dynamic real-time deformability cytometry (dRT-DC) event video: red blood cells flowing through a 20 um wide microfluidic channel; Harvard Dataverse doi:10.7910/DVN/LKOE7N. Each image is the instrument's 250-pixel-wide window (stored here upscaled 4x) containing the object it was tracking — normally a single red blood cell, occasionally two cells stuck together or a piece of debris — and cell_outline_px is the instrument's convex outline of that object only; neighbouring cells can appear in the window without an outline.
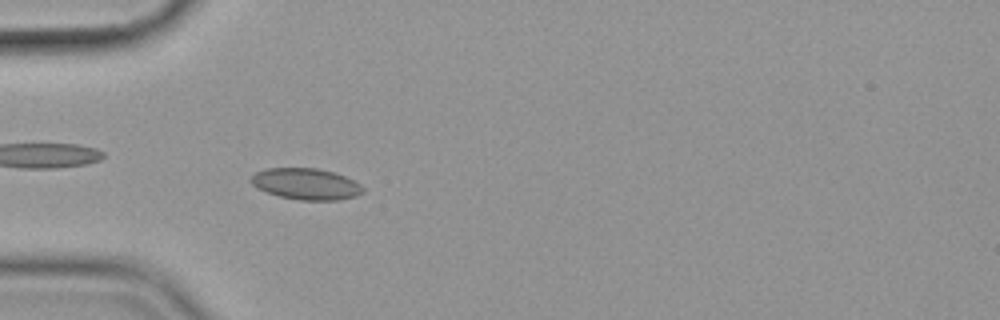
{"species": "common noctule bat (a hibernating species)", "species_latin": "Nyctalus noctula", "temperature_condition": "cold", "stored_images_in_passage": 49, "camera_frame_rate_fps": 3000, "um_per_image_px": 0.085, "animal": {"sex": "female", "body_mass_g": 19.9}, "frame": {"image": 1, "passage_image": 10, "time_ms": 3.0, "image_size_px": [1000, 320], "cell_outline_px": [[364, 192], [356, 196], [336, 200], [300, 200], [280, 196], [268, 192], [252, 184], [248, 180], [256, 172], [268, 168], [316, 168], [336, 172], [360, 184], [364, 188]], "centroid_in_image_um": [26.03, 15.63], "position_along_channel_um": 59.0, "area_um2": 20.29}}
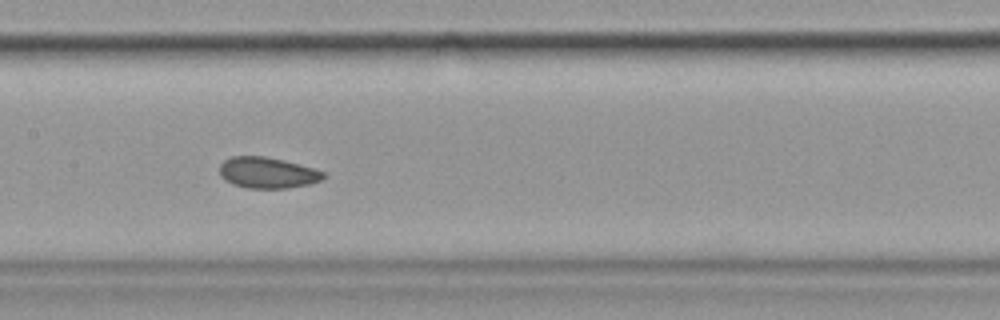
{"frame": {"image": 2, "passage_image": 21, "time_ms": 6.667, "image_size_px": [1000, 320], "cell_outline_px": [[328, 176], [320, 180], [308, 184], [288, 188], [248, 188], [232, 184], [224, 180], [220, 176], [220, 164], [224, 160], [232, 156], [264, 156], [284, 160], [312, 168], [324, 172]], "centroid_in_image_um": [22.71, 14.68], "position_along_channel_um": 184.7, "area_um2": 18.79}}
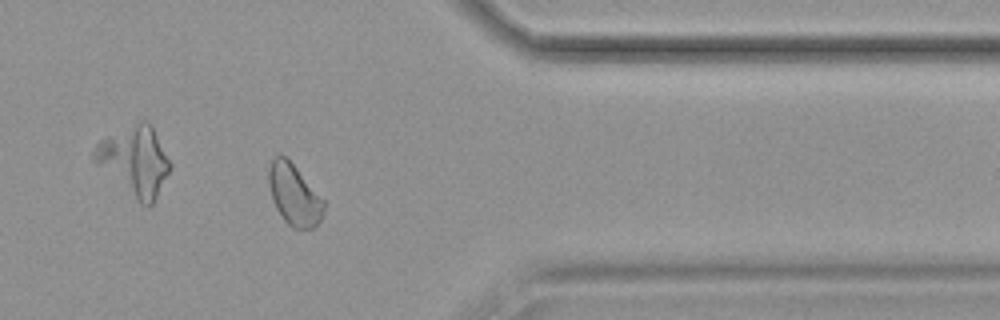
{"frame": {"image": 3, "passage_image": 39, "time_ms": 12.667, "image_size_px": [1000, 320], "cell_outline_px": [[324, 208], [320, 220], [316, 228], [292, 228], [284, 220], [276, 208], [272, 200], [268, 184], [268, 168], [272, 160], [280, 152], [296, 168], [324, 200]], "centroid_in_image_um": [24.98, 16.57], "position_along_channel_um": 386.4, "area_um2": 19.48}, "authors_computed_cell_mechanics": {"area_um2": 19.8254, "velocity_mm_per_s": 3.5658, "shape_relaxation_time_tau1_ms": null, "shape_relaxation_time_tau2_ms": 2.2673, "deformation_change_tau1": null, "deformation_change_tau2": 0.0536}}